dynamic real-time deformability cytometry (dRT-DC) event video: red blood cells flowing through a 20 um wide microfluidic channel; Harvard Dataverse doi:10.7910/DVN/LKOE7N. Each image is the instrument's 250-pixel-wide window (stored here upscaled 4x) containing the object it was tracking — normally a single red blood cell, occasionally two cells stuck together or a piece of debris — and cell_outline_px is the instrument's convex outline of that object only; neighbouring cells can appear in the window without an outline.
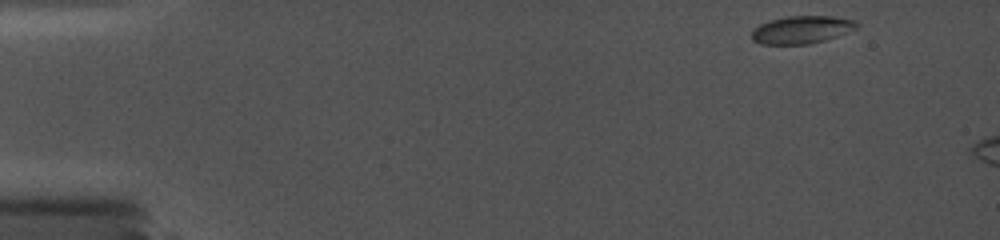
{"species": "common noctule bat (a hibernating species)", "species_latin": "Nyctalus noctula", "temperature_condition": "cold", "stored_images_in_passage": 10, "camera_frame_rate_fps": 5000, "um_per_image_px": 0.085, "animal": {"sex": "female", "body_mass_g": 19.0, "forearm_length_mm": 56.7}, "frame": {"image": 1, "passage_image": 1, "time_ms": 0.0, "image_size_px": [1000, 240], "cell_outline_px": [[856, 28], [836, 36], [812, 44], [760, 44], [752, 40], [752, 32], [760, 24], [772, 20], [792, 16], [824, 16], [852, 20], [856, 24]], "centroid_in_image_um": [68.09, 2.54], "position_along_channel_um": 16.9, "area_um2": 16.42}}